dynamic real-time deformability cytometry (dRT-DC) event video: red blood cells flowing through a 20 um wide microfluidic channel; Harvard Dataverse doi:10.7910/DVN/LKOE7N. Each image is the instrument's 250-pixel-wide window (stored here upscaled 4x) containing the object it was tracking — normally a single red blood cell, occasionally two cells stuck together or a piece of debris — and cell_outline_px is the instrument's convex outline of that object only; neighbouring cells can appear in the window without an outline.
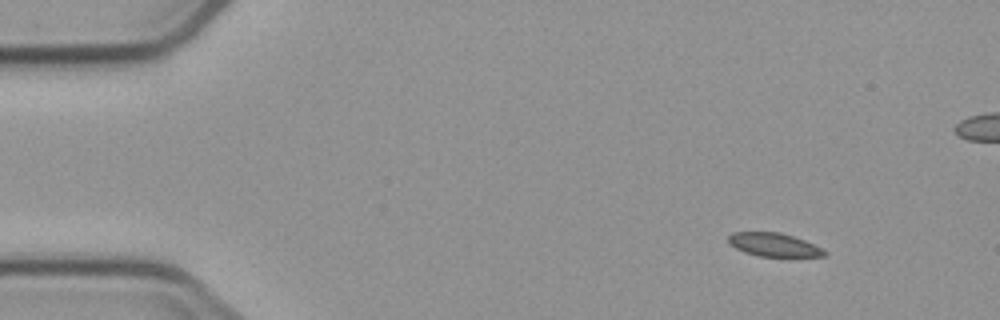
{"species": "common noctule bat (a hibernating species)", "species_latin": "Nyctalus noctula", "temperature_condition": "cold", "stored_images_in_passage": 4, "camera_frame_rate_fps": 3000, "um_per_image_px": 0.085, "animal": {"sex": "male", "body_mass_g": 23.1, "forearm_length_mm": 52.7}, "frame": {"image": 1, "passage_image": 1, "time_ms": 0.0, "image_size_px": [1000, 320], "cell_outline_px": [[828, 256], [756, 256], [744, 252], [728, 244], [728, 236], [732, 232], [780, 232], [804, 240], [828, 252]], "centroid_in_image_um": [65.73, 20.8], "position_along_channel_um": 19.3, "area_um2": 13.06}}